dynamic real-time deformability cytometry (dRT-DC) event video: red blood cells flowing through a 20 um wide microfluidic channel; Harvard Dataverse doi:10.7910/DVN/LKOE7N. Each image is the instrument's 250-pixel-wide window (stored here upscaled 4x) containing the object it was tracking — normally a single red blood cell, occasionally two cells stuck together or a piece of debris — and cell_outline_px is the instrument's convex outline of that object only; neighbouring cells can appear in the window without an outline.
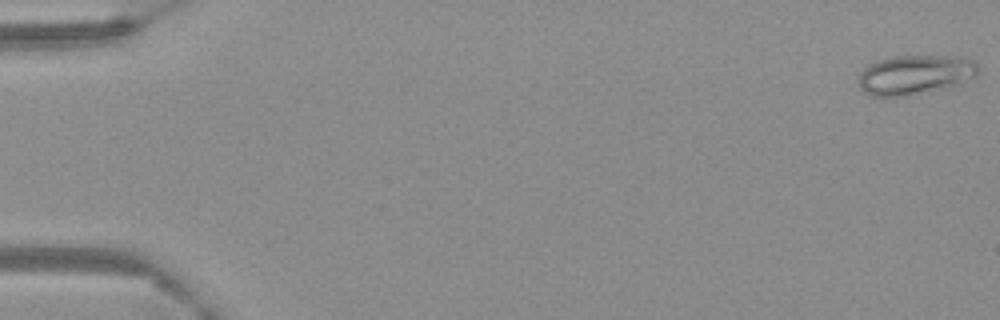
{"species": "Egyptian fruit bat (a non-hibernating species)", "species_latin": "Rousettus aegyptiacus", "temperature_condition": "warm", "stored_images_in_passage": 62, "camera_frame_rate_fps": 3000, "um_per_image_px": 0.085, "frame": {"image": 1, "passage_image": 1, "time_ms": 0.0, "image_size_px": [1000, 320], "cell_outline_px": [[980, 68], [976, 76], [948, 88], [900, 96], [868, 96], [860, 88], [860, 72], [868, 64], [880, 60], [896, 56], [960, 56], [972, 60]], "centroid_in_image_um": [77.79, 6.35], "position_along_channel_um": 7.2, "area_um2": 27.46}}
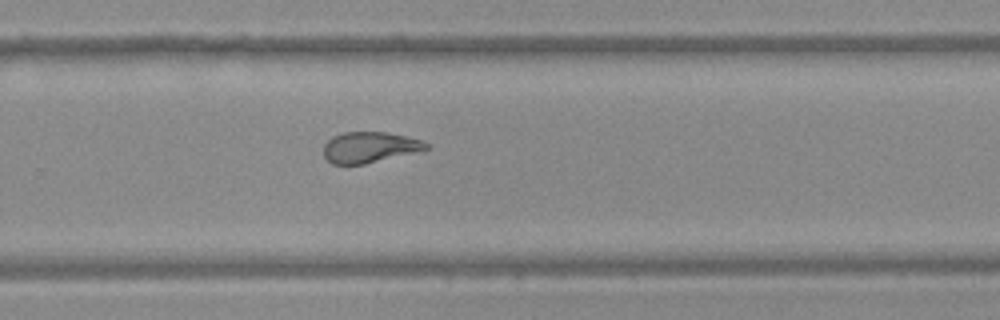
{"frame": {"image": 2, "passage_image": 42, "time_ms": 13.667, "image_size_px": [1000, 320], "cell_outline_px": [[432, 148], [364, 164], [332, 164], [324, 156], [324, 144], [332, 136], [344, 132], [388, 132], [420, 140], [428, 144]], "centroid_in_image_um": [31.4, 12.51], "position_along_channel_um": 298.4, "area_um2": 18.26}}
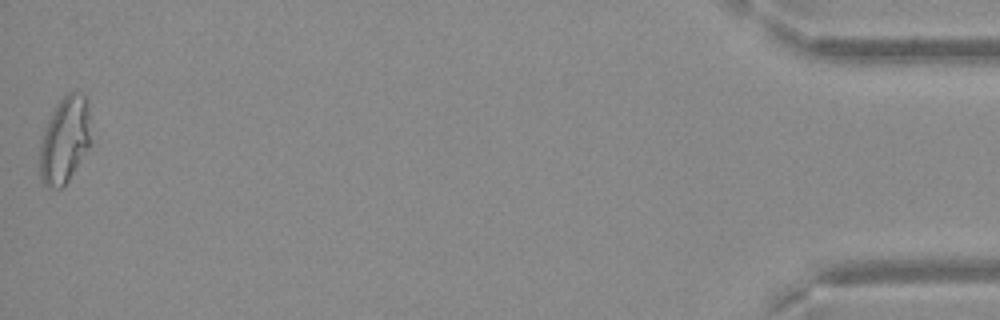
{"frame": {"image": 3, "passage_image": 62, "time_ms": 20.333, "image_size_px": [1000, 320], "cell_outline_px": [[92, 144], [68, 180], [60, 188], [48, 188], [40, 180], [40, 140], [48, 120], [56, 104], [68, 92], [76, 92], [84, 96], [88, 112]], "centroid_in_image_um": [5.49, 11.93], "position_along_channel_um": 429.7, "area_um2": 25.72}}